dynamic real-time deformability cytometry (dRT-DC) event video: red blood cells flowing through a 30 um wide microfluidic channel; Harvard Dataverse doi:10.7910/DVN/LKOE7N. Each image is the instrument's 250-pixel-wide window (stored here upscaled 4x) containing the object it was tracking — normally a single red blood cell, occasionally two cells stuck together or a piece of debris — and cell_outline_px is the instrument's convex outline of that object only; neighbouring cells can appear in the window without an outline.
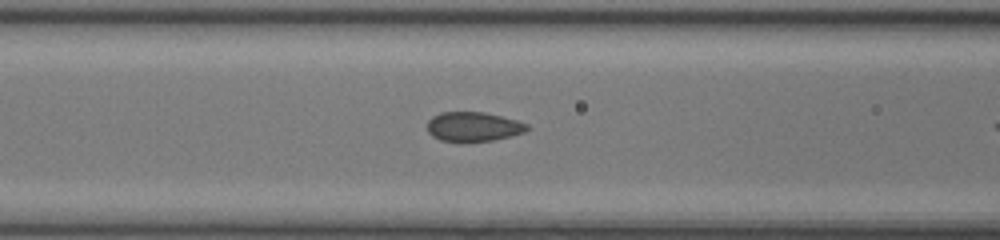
{"species": "common noctule bat (a hibernating species)", "species_latin": "Nyctalus noctula", "temperature_condition": "room temperature", "stored_images_in_passage": 16, "camera_frame_rate_fps": 3000, "um_per_image_px": 0.085, "animal": {"sex": "female", "body_mass_g": 17.0, "forearm_length_mm": 48.0}, "frame": {"image": 1, "passage_image": 14, "time_ms": 4.333, "image_size_px": [1000, 240], "cell_outline_px": [[528, 128], [524, 132], [512, 136], [492, 140], [440, 140], [432, 136], [428, 132], [428, 120], [432, 116], [440, 112], [484, 112], [516, 120], [528, 124]], "centroid_in_image_um": [40.22, 10.74], "position_along_channel_um": 126.4, "area_um2": 16.76}}